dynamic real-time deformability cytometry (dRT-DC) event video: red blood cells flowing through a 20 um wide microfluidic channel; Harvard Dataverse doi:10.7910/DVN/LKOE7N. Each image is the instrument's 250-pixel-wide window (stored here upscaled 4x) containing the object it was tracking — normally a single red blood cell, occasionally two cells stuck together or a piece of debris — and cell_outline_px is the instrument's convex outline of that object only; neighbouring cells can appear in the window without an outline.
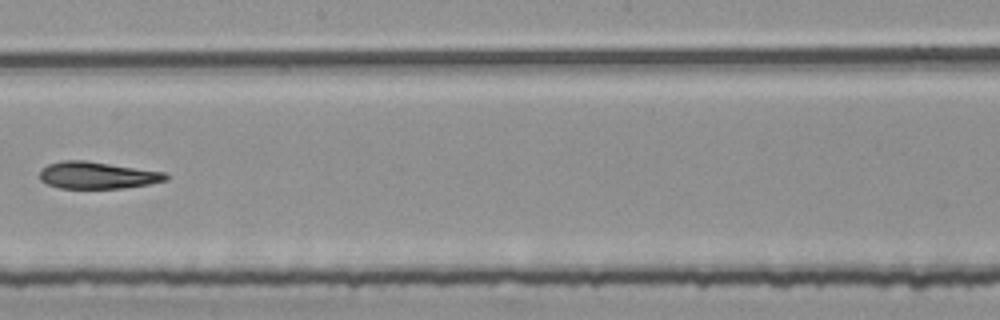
{"species": "common noctule bat (a hibernating species)", "species_latin": "Nyctalus noctula", "temperature_condition": "room temperature", "stored_images_in_passage": 8, "camera_frame_rate_fps": 3000, "um_per_image_px": 0.085, "animal": {"sex": "female", "body_mass_g": 25.1}, "frame": {"image": 1, "passage_image": 8, "time_ms": 2.333, "image_size_px": [1000, 320], "cell_outline_px": [[168, 180], [148, 184], [124, 188], [60, 188], [48, 184], [40, 180], [40, 172], [48, 164], [60, 160], [84, 160], [164, 172], [168, 176]], "centroid_in_image_um": [8.26, 14.9], "position_along_channel_um": 239.9, "area_um2": 19.65}}